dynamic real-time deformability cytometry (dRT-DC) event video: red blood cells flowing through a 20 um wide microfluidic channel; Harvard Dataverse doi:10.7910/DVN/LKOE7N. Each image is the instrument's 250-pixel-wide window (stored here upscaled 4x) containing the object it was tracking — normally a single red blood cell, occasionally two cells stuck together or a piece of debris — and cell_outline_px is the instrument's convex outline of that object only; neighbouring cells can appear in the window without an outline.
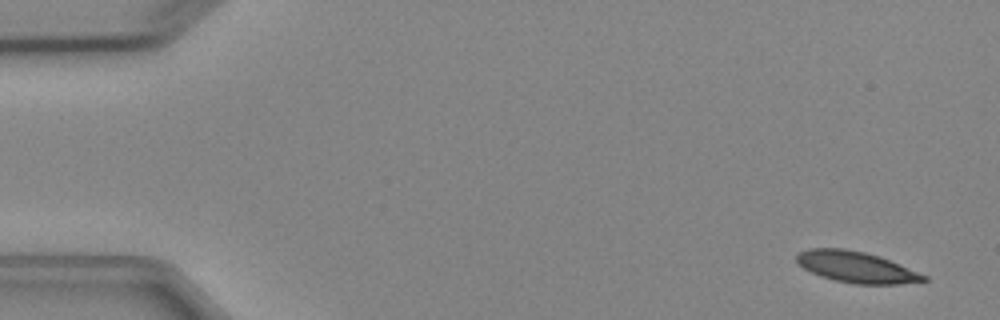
{"species": "Egyptian fruit bat (a non-hibernating species)", "species_latin": "Rousettus aegyptiacus", "temperature_condition": "cold", "stored_images_in_passage": 5, "camera_frame_rate_fps": 3000, "um_per_image_px": 0.085, "animal": {"sex": "female"}, "frame": {"image": 1, "passage_image": 1, "time_ms": 0.0, "image_size_px": [1000, 320], "cell_outline_px": [[928, 280], [900, 284], [856, 284], [836, 280], [820, 276], [804, 268], [796, 260], [796, 256], [800, 252], [808, 248], [844, 248], [864, 252], [880, 256], [928, 276]], "centroid_in_image_um": [72.79, 22.69], "position_along_channel_um": 12.2, "area_um2": 22.89}}
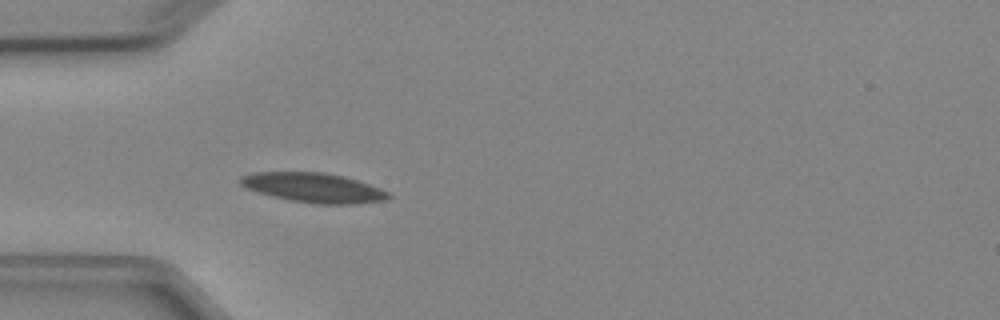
{"frame": {"image": 2, "passage_image": 5, "time_ms": 4.333, "image_size_px": [1000, 320], "cell_outline_px": [[392, 196], [388, 200], [356, 204], [316, 204], [288, 200], [272, 196], [248, 188], [240, 184], [240, 176], [252, 172], [324, 172], [344, 176], [380, 188], [388, 192]], "centroid_in_image_um": [26.68, 15.96], "position_along_channel_um": 58.3, "area_um2": 25.55}}